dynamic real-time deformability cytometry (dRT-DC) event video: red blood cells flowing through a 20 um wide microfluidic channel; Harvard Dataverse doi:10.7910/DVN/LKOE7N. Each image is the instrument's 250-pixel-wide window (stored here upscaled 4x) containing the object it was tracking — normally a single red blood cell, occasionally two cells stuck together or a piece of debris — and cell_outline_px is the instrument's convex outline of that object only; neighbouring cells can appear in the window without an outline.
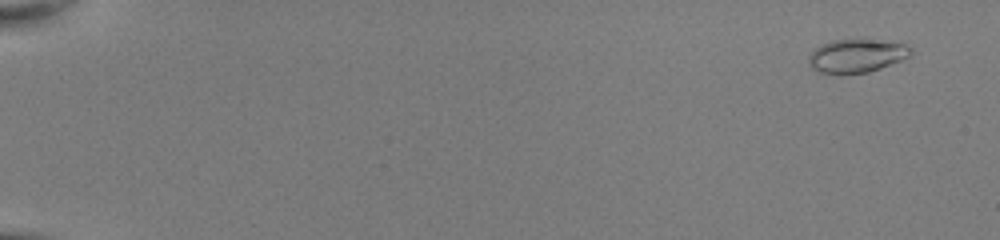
{"species": "common noctule bat (a hibernating species)", "species_latin": "Nyctalus noctula", "temperature_condition": "room temperature", "stored_images_in_passage": 52, "camera_frame_rate_fps": 3000, "um_per_image_px": 0.085, "animal": {"sex": "female", "body_mass_g": 22.0, "forearm_length_mm": 56.7}, "frame": {"image": 1, "passage_image": 3, "time_ms": 0.667, "image_size_px": [1000, 240], "cell_outline_px": [[912, 56], [880, 68], [868, 72], [840, 76], [820, 72], [812, 68], [808, 64], [808, 56], [820, 44], [832, 40], [880, 40], [904, 44], [912, 48]], "centroid_in_image_um": [72.79, 4.77], "position_along_channel_um": 12.2, "area_um2": 20.23}}
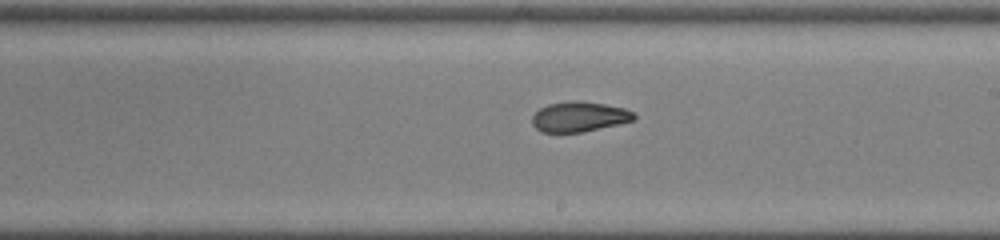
{"frame": {"image": 2, "passage_image": 33, "time_ms": 10.667, "image_size_px": [1000, 240], "cell_outline_px": [[636, 120], [580, 132], [540, 132], [532, 124], [532, 116], [540, 108], [548, 104], [576, 100], [580, 100], [604, 104], [624, 108], [632, 112], [636, 116]], "centroid_in_image_um": [49.22, 9.91], "position_along_channel_um": 239.8, "area_um2": 17.74}}
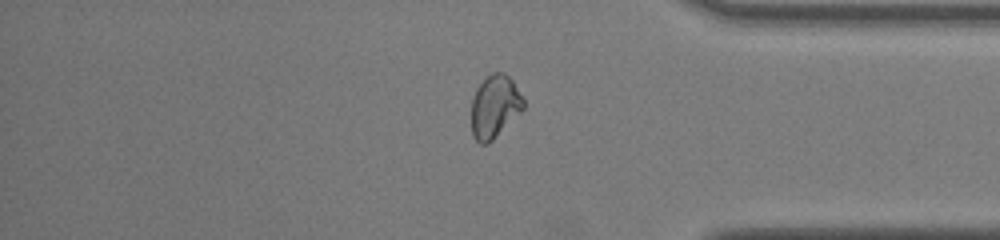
{"frame": {"image": 3, "passage_image": 45, "time_ms": 14.667, "image_size_px": [1000, 240], "cell_outline_px": [[524, 108], [488, 144], [480, 144], [472, 136], [472, 100], [476, 88], [492, 72], [504, 72], [512, 80], [524, 100]], "centroid_in_image_um": [42.04, 9.06], "position_along_channel_um": 393.2, "area_um2": 18.79}, "authors_computed_cell_mechanics": {"area_um2": 19.1896, "velocity_mm_per_s": 4.0578, "shape_relaxation_time_tau1_ms": null, "shape_relaxation_time_tau2_ms": 1.3019, "deformation_change_tau1": null, "deformation_change_tau2": 0.0579}}